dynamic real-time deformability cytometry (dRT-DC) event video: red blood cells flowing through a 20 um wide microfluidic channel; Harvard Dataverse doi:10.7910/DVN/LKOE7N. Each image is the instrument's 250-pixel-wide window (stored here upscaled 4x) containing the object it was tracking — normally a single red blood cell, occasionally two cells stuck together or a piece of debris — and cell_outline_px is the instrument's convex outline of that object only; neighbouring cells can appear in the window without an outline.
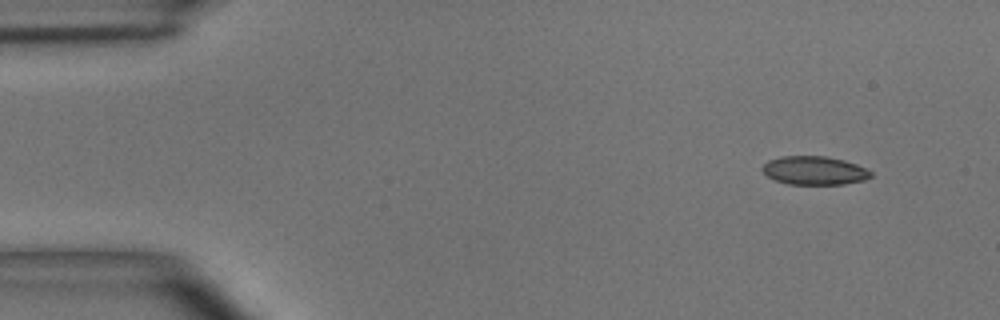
{"species": "common noctule bat (a hibernating species)", "species_latin": "Nyctalus noctula", "temperature_condition": "room temperature", "stored_images_in_passage": 45, "camera_frame_rate_fps": 3000, "um_per_image_px": 0.085, "animal": {"sex": "male", "body_mass_g": 15.6}, "frame": {"image": 1, "passage_image": 1, "time_ms": 0.0, "image_size_px": [1000, 320], "cell_outline_px": [[872, 176], [864, 180], [844, 184], [788, 184], [776, 180], [768, 176], [760, 168], [768, 160], [780, 156], [824, 156], [844, 160], [856, 164], [872, 172]], "centroid_in_image_um": [69.21, 14.49], "position_along_channel_um": 15.8, "area_um2": 17.98}}
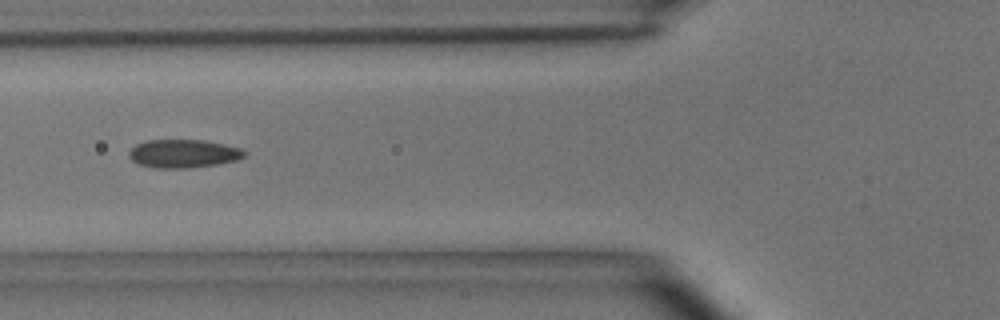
{"frame": {"image": 2, "passage_image": 15, "time_ms": 4.667, "image_size_px": [1000, 320], "cell_outline_px": [[248, 152], [244, 156], [236, 160], [216, 164], [188, 168], [156, 168], [136, 164], [128, 156], [128, 152], [136, 144], [148, 140], [204, 140], [244, 148]], "centroid_in_image_um": [15.59, 13.05], "position_along_channel_um": 110.2, "area_um2": 19.19}}
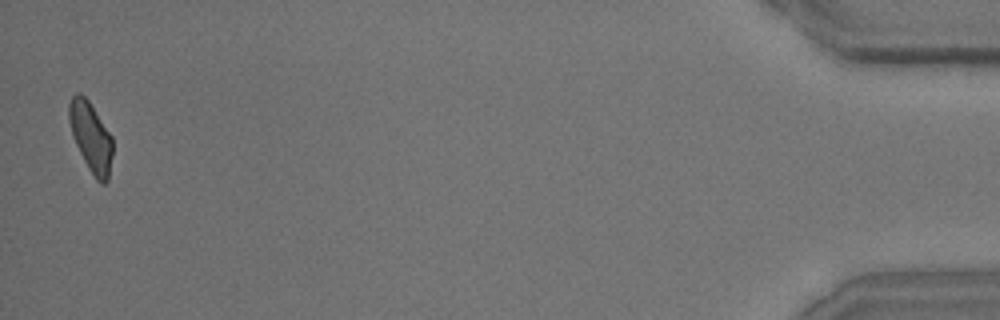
{"frame": {"image": 3, "passage_image": 45, "time_ms": 14.667, "image_size_px": [1000, 320], "cell_outline_px": [[112, 156], [108, 180], [104, 184], [100, 184], [96, 180], [88, 168], [72, 136], [68, 120], [68, 104], [72, 96], [76, 92], [80, 92], [88, 100], [112, 136]], "centroid_in_image_um": [7.71, 11.64], "position_along_channel_um": 427.5, "area_um2": 17.74}, "authors_computed_cell_mechanics": {"area_um2": 18.496, "velocity_mm_per_s": 4.0664, "shape_relaxation_time_tau1_ms": 4.0716, "shape_relaxation_time_tau2_ms": 1.7826, "deformation_change_tau1": 0.138, "deformation_change_tau2": 0.0732}}